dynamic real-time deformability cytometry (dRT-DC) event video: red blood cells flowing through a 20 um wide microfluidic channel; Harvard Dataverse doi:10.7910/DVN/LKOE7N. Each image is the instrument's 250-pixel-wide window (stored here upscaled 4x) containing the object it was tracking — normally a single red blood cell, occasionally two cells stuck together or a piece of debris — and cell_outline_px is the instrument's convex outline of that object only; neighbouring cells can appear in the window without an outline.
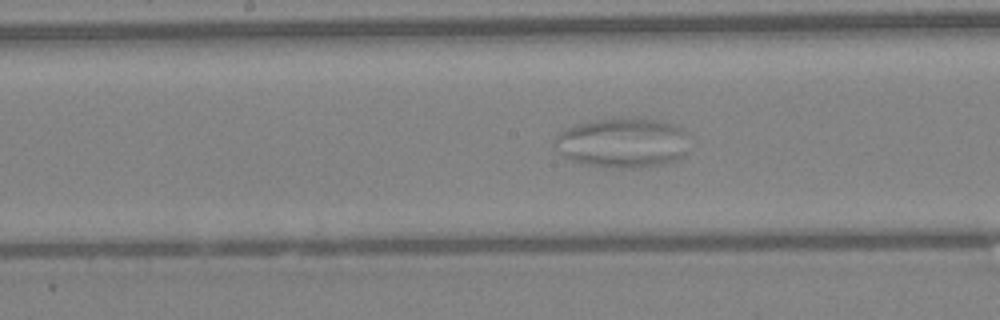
{"species": "Egyptian fruit bat (a non-hibernating species)", "species_latin": "Rousettus aegyptiacus", "temperature_condition": "warm", "stored_images_in_passage": 56, "camera_frame_rate_fps": 3000, "um_per_image_px": 0.085, "animal": {"sex": "female"}, "frame": {"image": 1, "passage_image": 29, "time_ms": 9.333, "image_size_px": [1000, 320], "cell_outline_px": [[684, 156], [676, 160], [660, 164], [640, 168], [628, 168], [588, 164], [572, 160], [564, 156], [552, 144], [552, 140], [560, 132], [576, 124], [592, 120], [632, 116], [644, 116], [676, 124], [684, 132]], "centroid_in_image_um": [52.89, 12.09], "position_along_channel_um": 195.3, "area_um2": 39.19}}
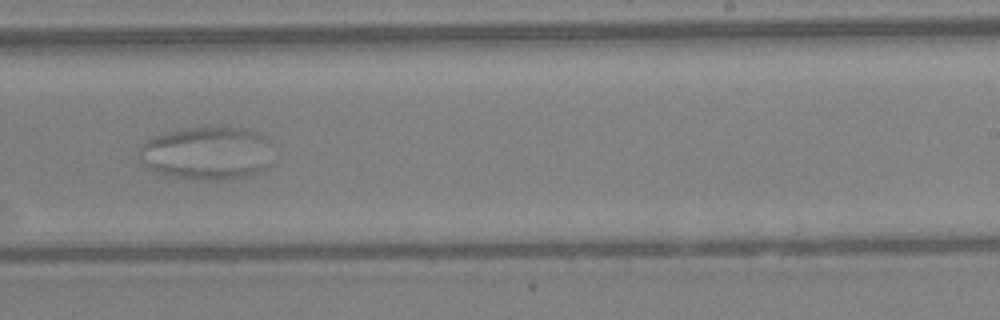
{"frame": {"image": 2, "passage_image": 35, "time_ms": 11.333, "image_size_px": [1000, 320], "cell_outline_px": [[268, 164], [264, 168], [248, 176], [212, 180], [176, 176], [156, 172], [144, 168], [140, 160], [140, 148], [148, 140], [156, 136], [168, 132], [188, 128], [244, 128], [256, 132], [264, 136], [268, 140]], "centroid_in_image_um": [17.55, 13.02], "position_along_channel_um": 271.5, "area_um2": 40.4}}